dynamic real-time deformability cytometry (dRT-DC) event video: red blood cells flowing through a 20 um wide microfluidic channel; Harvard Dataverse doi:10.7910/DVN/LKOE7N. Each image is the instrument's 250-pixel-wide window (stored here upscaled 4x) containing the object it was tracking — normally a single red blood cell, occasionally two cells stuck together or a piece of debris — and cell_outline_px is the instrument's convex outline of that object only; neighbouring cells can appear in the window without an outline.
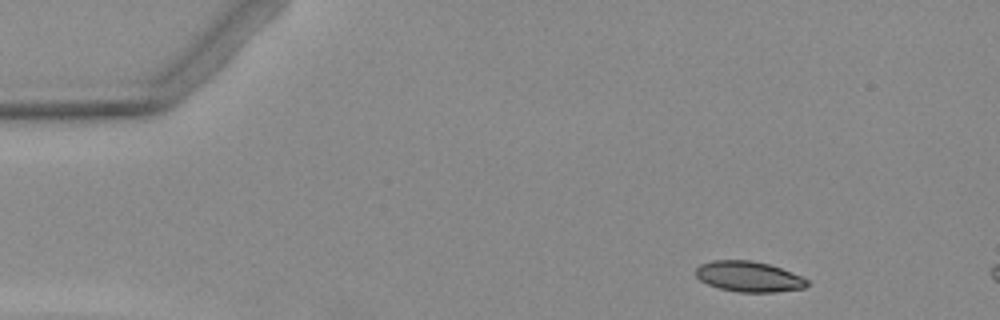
{"species": "Egyptian fruit bat (a non-hibernating species)", "species_latin": "Rousettus aegyptiacus", "temperature_condition": "warm", "stored_images_in_passage": 3, "camera_frame_rate_fps": 3000, "um_per_image_px": 0.085, "animal": {"sex": "female"}, "frame": {"image": 1, "passage_image": 1, "time_ms": 0.0, "image_size_px": [1000, 320], "cell_outline_px": [[808, 284], [804, 288], [776, 292], [740, 292], [720, 288], [708, 284], [700, 280], [696, 276], [696, 268], [700, 264], [712, 260], [752, 260], [768, 264], [780, 268], [800, 276], [808, 280]], "centroid_in_image_um": [63.63, 23.5], "position_along_channel_um": 21.4, "area_um2": 19.65}}